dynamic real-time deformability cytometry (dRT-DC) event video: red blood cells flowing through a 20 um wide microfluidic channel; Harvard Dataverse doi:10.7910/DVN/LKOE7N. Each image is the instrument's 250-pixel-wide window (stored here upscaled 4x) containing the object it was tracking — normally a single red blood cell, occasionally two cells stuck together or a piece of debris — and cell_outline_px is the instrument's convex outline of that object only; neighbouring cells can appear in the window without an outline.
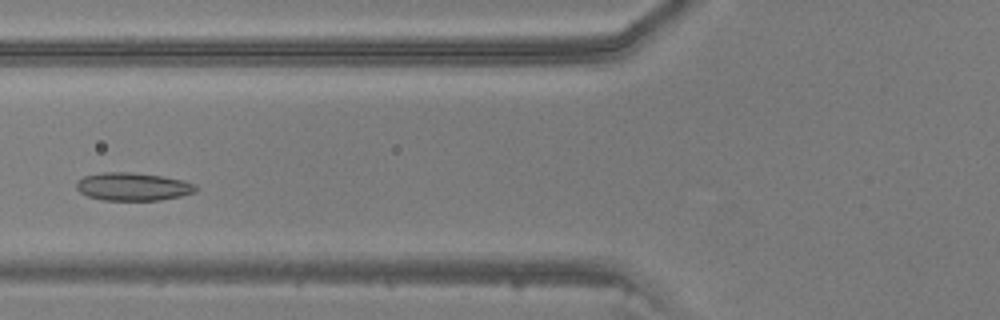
{"species": "common noctule bat (a hibernating species)", "species_latin": "Nyctalus noctula", "temperature_condition": "warm", "stored_images_in_passage": 40, "camera_frame_rate_fps": 3000, "um_per_image_px": 0.085, "animal": {"sex": "male", "body_mass_g": 20.5, "forearm_length_mm": 52.5}, "frame": {"image": 1, "passage_image": 12, "time_ms": 3.667, "image_size_px": [1000, 320], "cell_outline_px": [[196, 192], [180, 196], [160, 200], [104, 200], [88, 196], [80, 192], [76, 188], [76, 184], [84, 176], [100, 172], [132, 172], [160, 176], [184, 180], [196, 184]], "centroid_in_image_um": [11.31, 15.86], "position_along_channel_um": 114.5, "area_um2": 19.42}}
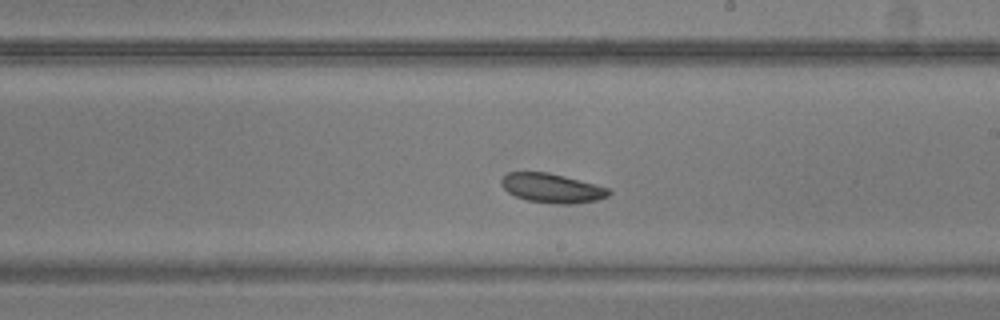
{"frame": {"image": 2, "passage_image": 21, "time_ms": 6.667, "image_size_px": [1000, 320], "cell_outline_px": [[612, 192], [608, 196], [600, 200], [572, 204], [556, 204], [528, 200], [516, 196], [508, 192], [500, 184], [500, 180], [508, 172], [548, 172], [596, 184], [608, 188]], "centroid_in_image_um": [46.94, 15.99], "position_along_channel_um": 242.1, "area_um2": 18.38}}
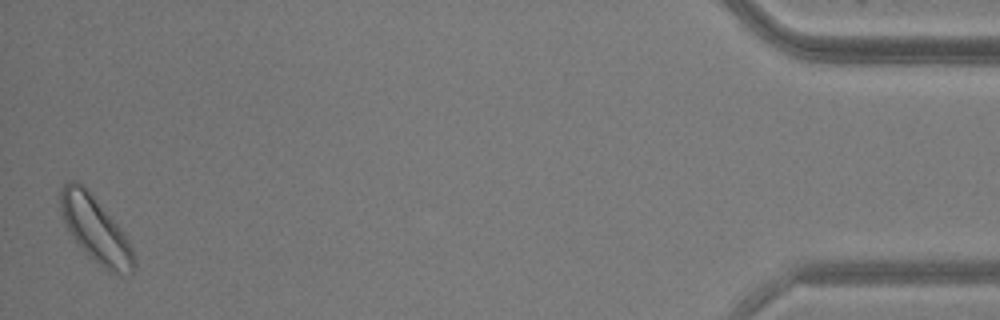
{"frame": {"image": 3, "passage_image": 40, "time_ms": 13.0, "image_size_px": [1000, 320], "cell_outline_px": [[136, 264], [132, 272], [108, 272], [80, 248], [72, 236], [64, 220], [60, 208], [60, 188], [68, 180], [76, 180], [84, 184], [88, 188], [124, 232], [132, 248]], "centroid_in_image_um": [8.1, 19.44], "position_along_channel_um": 427.1, "area_um2": 28.03}}